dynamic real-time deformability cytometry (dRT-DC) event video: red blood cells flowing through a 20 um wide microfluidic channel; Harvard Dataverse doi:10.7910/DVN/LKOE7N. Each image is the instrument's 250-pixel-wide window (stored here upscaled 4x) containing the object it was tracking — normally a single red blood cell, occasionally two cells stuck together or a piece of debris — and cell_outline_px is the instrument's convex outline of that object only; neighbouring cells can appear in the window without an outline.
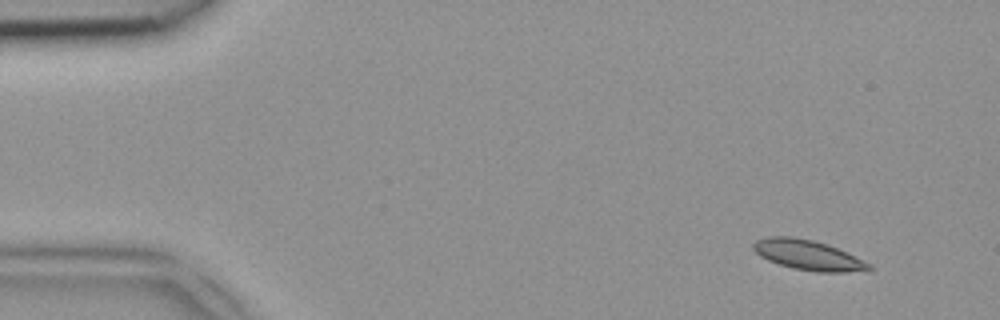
{"species": "common noctule bat (a hibernating species)", "species_latin": "Nyctalus noctula", "temperature_condition": "room temperature", "stored_images_in_passage": 45, "camera_frame_rate_fps": 3000, "um_per_image_px": 0.085, "animal": {"sex": "female", "body_mass_g": 18.4}, "frame": {"image": 1, "passage_image": 1, "time_ms": 0.0, "image_size_px": [1000, 320], "cell_outline_px": [[872, 268], [848, 272], [816, 272], [792, 268], [768, 260], [760, 256], [752, 248], [752, 244], [756, 240], [764, 236], [792, 236], [812, 240], [828, 244], [848, 252], [872, 264]], "centroid_in_image_um": [68.67, 21.66], "position_along_channel_um": 16.3, "area_um2": 20.35}}
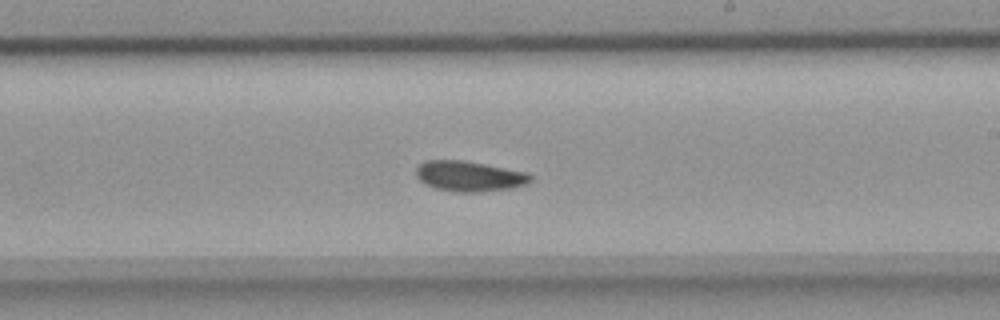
{"frame": {"image": 2, "passage_image": 25, "time_ms": 8.0, "image_size_px": [1000, 320], "cell_outline_px": [[532, 180], [524, 184], [512, 188], [476, 192], [452, 192], [436, 188], [424, 184], [416, 176], [416, 168], [424, 160], [464, 160], [528, 172], [532, 176]], "centroid_in_image_um": [39.87, 14.97], "position_along_channel_um": 249.1, "area_um2": 20.35}}
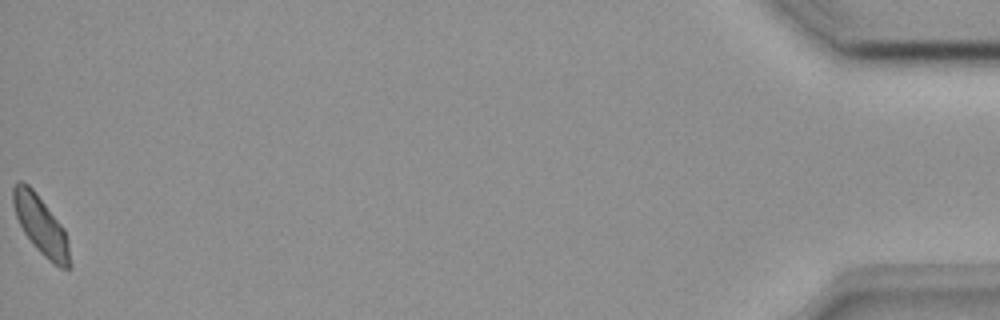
{"frame": {"image": 3, "passage_image": 45, "time_ms": 14.667, "image_size_px": [1000, 320], "cell_outline_px": [[72, 268], [60, 268], [48, 260], [36, 248], [24, 232], [16, 216], [12, 204], [12, 188], [20, 180], [24, 180], [36, 192], [64, 228], [68, 240], [72, 264]], "centroid_in_image_um": [3.49, 19.16], "position_along_channel_um": 431.7, "area_um2": 19.48}}